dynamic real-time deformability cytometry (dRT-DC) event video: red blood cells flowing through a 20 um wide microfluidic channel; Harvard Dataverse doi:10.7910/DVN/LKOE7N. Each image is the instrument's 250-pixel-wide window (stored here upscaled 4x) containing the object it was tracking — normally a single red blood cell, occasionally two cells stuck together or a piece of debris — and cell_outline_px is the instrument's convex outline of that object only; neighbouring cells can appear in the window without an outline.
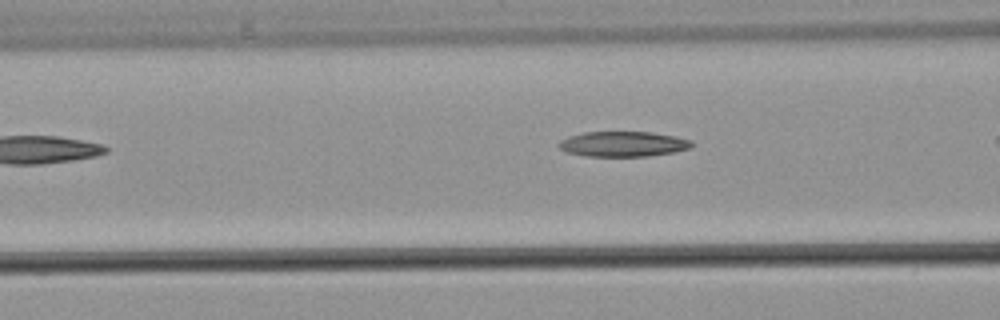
{"species": "common noctule bat (a hibernating species)", "species_latin": "Nyctalus noctula", "temperature_condition": "warm", "stored_images_in_passage": 6, "camera_frame_rate_fps": 3000, "um_per_image_px": 0.085, "animal": {"sex": "male", "body_mass_g": 21.5, "forearm_length_mm": 52.0}, "frame": {"image": 1, "passage_image": 4, "time_ms": 4.667, "image_size_px": [1000, 320], "cell_outline_px": [[692, 148], [672, 152], [648, 156], [584, 156], [568, 152], [560, 148], [556, 144], [560, 140], [568, 136], [584, 132], [652, 132], [676, 136], [692, 140]], "centroid_in_image_um": [52.96, 12.23], "position_along_channel_um": 113.6, "area_um2": 19.59}}